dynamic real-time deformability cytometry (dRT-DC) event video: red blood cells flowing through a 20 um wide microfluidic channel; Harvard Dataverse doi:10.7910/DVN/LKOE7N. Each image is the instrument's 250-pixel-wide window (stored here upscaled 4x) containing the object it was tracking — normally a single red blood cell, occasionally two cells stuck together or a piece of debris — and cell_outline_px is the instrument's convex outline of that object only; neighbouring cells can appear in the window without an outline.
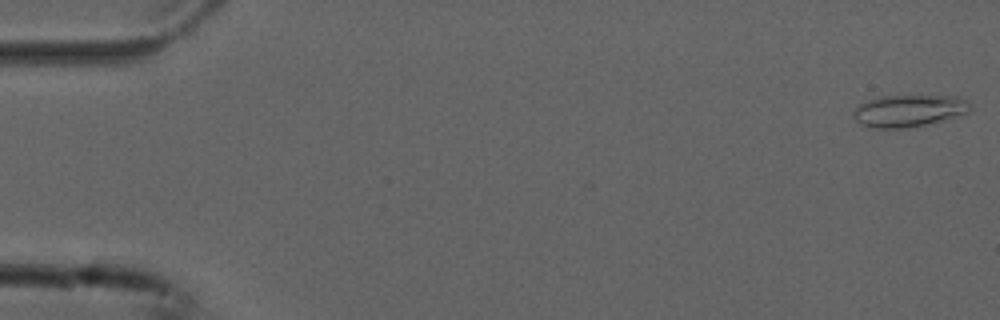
{"species": "common noctule bat (a hibernating species)", "species_latin": "Nyctalus noctula", "temperature_condition": "cold", "stored_images_in_passage": 14, "camera_frame_rate_fps": 3000, "um_per_image_px": 0.085, "animal": {"sex": "male", "forearm_length_mm": 52.5}, "frame": {"image": 1, "passage_image": 1, "time_ms": 0.0, "image_size_px": [1000, 320], "cell_outline_px": [[972, 108], [968, 112], [944, 120], [912, 128], [872, 128], [860, 124], [852, 116], [852, 112], [860, 104], [868, 100], [880, 96], [956, 96], [968, 100], [972, 104]], "centroid_in_image_um": [77.27, 9.42], "position_along_channel_um": 7.7, "area_um2": 22.02}}